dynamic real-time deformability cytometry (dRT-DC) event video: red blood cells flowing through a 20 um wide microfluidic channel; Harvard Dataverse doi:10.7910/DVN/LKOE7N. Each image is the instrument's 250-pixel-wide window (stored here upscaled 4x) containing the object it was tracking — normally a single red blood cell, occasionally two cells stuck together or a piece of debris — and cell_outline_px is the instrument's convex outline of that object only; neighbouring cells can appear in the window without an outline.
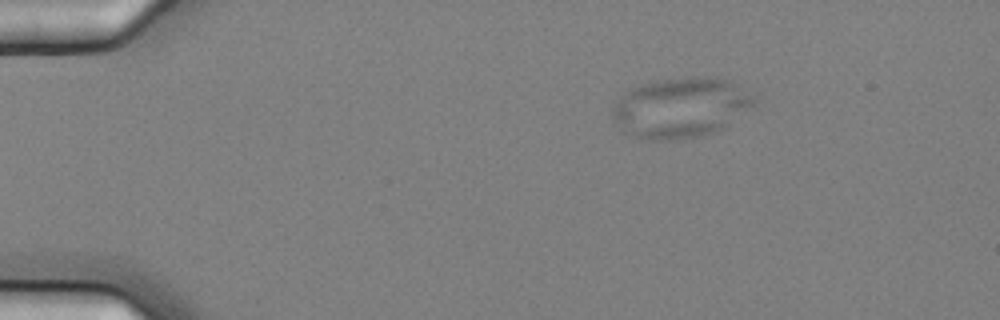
{"species": "common noctule bat (a hibernating species)", "species_latin": "Nyctalus noctula", "temperature_condition": "cold", "stored_images_in_passage": 9, "camera_frame_rate_fps": 3000, "um_per_image_px": 0.085, "animal": {"sex": "female", "body_mass_g": 25.1}, "frame": {"image": 1, "passage_image": 1, "time_ms": 0.0, "image_size_px": [1000, 320], "cell_outline_px": [[756, 100], [752, 104], [724, 128], [716, 132], [700, 136], [672, 140], [640, 140], [620, 132], [612, 116], [612, 108], [620, 96], [632, 88], [640, 84], [656, 80], [684, 76], [716, 76], [732, 80], [756, 96]], "centroid_in_image_um": [57.82, 9.14], "position_along_channel_um": 27.2, "area_um2": 50.58}}
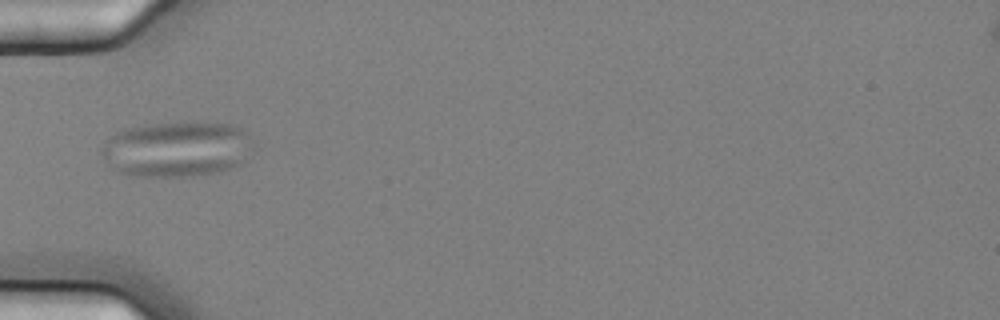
{"frame": {"image": 2, "passage_image": 4, "time_ms": 1.0, "image_size_px": [1000, 320], "cell_outline_px": [[248, 136], [244, 160], [240, 164], [232, 168], [220, 172], [192, 176], [136, 176], [116, 172], [104, 160], [100, 152], [100, 148], [104, 140], [116, 132], [128, 128], [148, 124], [232, 124], [248, 132]], "centroid_in_image_um": [14.9, 12.71], "position_along_channel_um": 70.1, "area_um2": 48.26}}
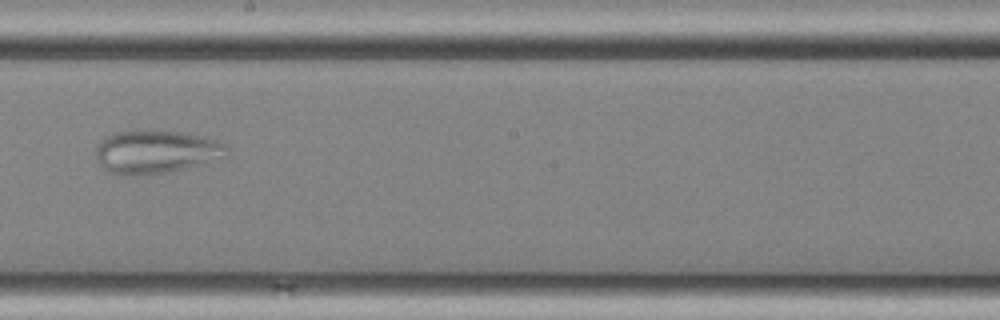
{"frame": {"image": 3, "passage_image": 8, "time_ms": 2.333, "image_size_px": [1000, 320], "cell_outline_px": [[228, 148], [208, 164], [168, 172], [136, 176], [116, 176], [108, 172], [100, 164], [96, 156], [96, 148], [108, 136], [116, 132], [148, 128], [152, 128], [184, 132], [216, 140], [224, 144]], "centroid_in_image_um": [13.21, 12.9], "position_along_channel_um": 235.0, "area_um2": 33.41}}